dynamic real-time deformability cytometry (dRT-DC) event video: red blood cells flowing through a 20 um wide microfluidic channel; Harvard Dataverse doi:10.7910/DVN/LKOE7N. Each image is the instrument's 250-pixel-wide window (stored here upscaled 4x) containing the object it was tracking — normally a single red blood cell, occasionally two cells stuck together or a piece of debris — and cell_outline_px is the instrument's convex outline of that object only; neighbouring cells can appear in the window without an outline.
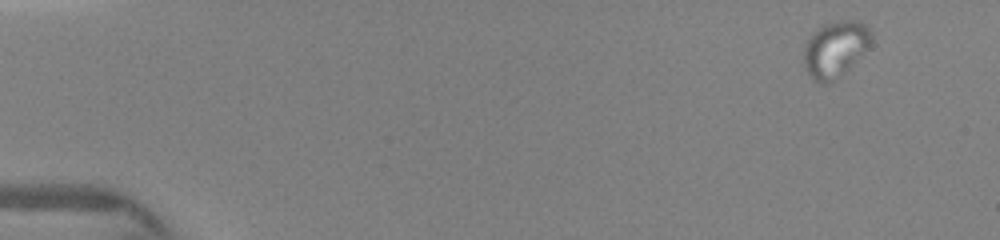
{"species": "human", "species_latin": "Homo sapiens", "temperature_condition": "warm", "stored_images_in_passage": 34, "camera_frame_rate_fps": 3000, "um_per_image_px": 0.085, "donor": {"sex": "female"}, "frame": {"image": 1, "passage_image": 1, "time_ms": 0.0, "image_size_px": [1000, 240], "cell_outline_px": [[872, 40], [848, 68], [844, 72], [828, 84], [820, 84], [812, 80], [804, 68], [804, 48], [808, 40], [824, 24], [848, 20], [852, 20], [868, 24], [872, 32]], "centroid_in_image_um": [70.98, 4.19], "position_along_channel_um": 14.0, "area_um2": 21.56}}
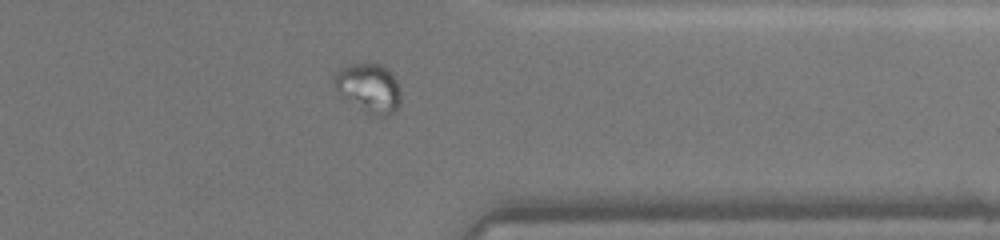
{"frame": {"image": 2, "passage_image": 27, "time_ms": 11.667, "image_size_px": [1000, 240], "cell_outline_px": [[400, 104], [388, 116], [376, 116], [368, 112], [344, 96], [332, 84], [332, 80], [336, 72], [340, 68], [348, 64], [380, 64], [388, 68], [392, 72], [400, 88]], "centroid_in_image_um": [31.37, 7.44], "position_along_channel_um": 380.0, "area_um2": 18.73}}
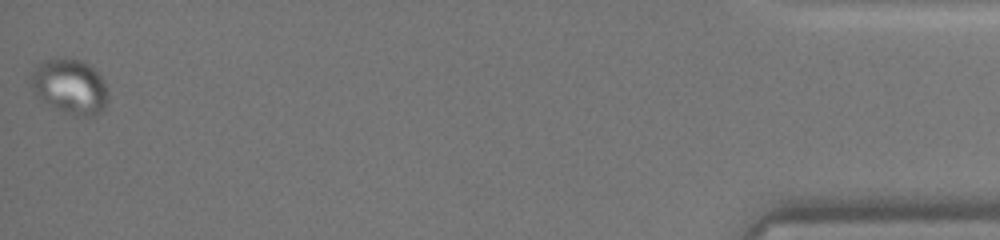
{"frame": {"image": 3, "passage_image": 34, "time_ms": 14.667, "image_size_px": [1000, 240], "cell_outline_px": [[108, 96], [104, 108], [100, 112], [92, 116], [88, 116], [64, 112], [40, 100], [36, 96], [32, 88], [28, 72], [36, 64], [44, 60], [80, 60], [88, 64], [104, 80]], "centroid_in_image_um": [5.89, 7.35], "position_along_channel_um": 429.3, "area_um2": 24.45}}